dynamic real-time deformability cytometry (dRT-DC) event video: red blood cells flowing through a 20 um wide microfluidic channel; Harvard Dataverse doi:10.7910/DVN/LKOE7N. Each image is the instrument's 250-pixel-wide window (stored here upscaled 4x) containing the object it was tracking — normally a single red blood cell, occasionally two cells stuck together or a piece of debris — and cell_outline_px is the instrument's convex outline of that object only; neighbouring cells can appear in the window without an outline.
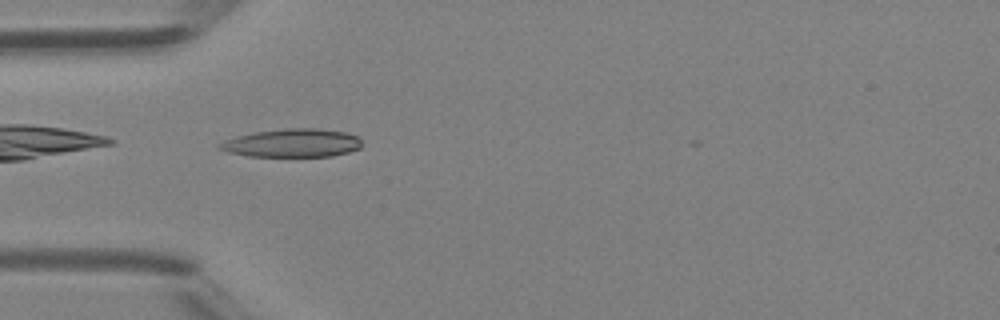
{"species": "Egyptian fruit bat (a non-hibernating species)", "species_latin": "Rousettus aegyptiacus", "temperature_condition": "room temperature", "stored_images_in_passage": 31, "camera_frame_rate_fps": 3000, "um_per_image_px": 0.085, "animal": {"sex": "female"}, "frame": {"image": 1, "passage_image": 1, "time_ms": 0.0, "image_size_px": [1000, 320], "cell_outline_px": [[360, 148], [348, 152], [332, 156], [248, 156], [228, 152], [216, 148], [216, 144], [224, 140], [236, 136], [256, 132], [284, 128], [316, 128], [344, 132], [360, 136]], "centroid_in_image_um": [24.81, 12.15], "position_along_channel_um": 60.2, "area_um2": 23.52}}
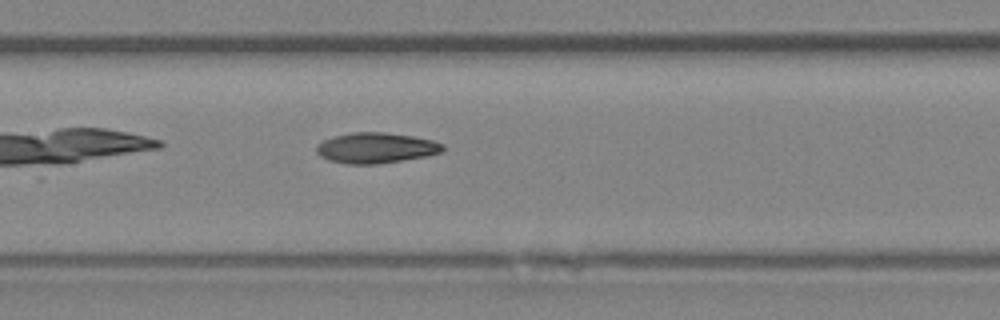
{"frame": {"image": 2, "passage_image": 9, "time_ms": 2.667, "image_size_px": [1000, 320], "cell_outline_px": [[444, 148], [440, 152], [428, 156], [376, 164], [348, 164], [328, 160], [320, 156], [316, 152], [316, 144], [332, 136], [352, 132], [384, 132], [412, 136], [432, 140], [444, 144]], "centroid_in_image_um": [31.92, 12.57], "position_along_channel_um": 175.5, "area_um2": 22.54}}
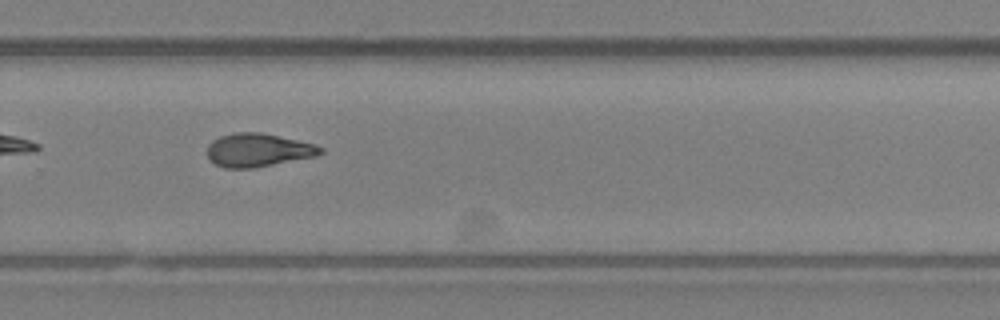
{"frame": {"image": 3, "passage_image": 18, "time_ms": 5.667, "image_size_px": [1000, 320], "cell_outline_px": [[324, 152], [316, 156], [252, 168], [224, 168], [216, 164], [208, 156], [208, 144], [212, 140], [220, 136], [236, 132], [260, 132], [316, 144], [324, 148]], "centroid_in_image_um": [21.95, 12.75], "position_along_channel_um": 307.8, "area_um2": 21.91}, "authors_computed_cell_mechanics": {"area_um2": 21.964, "velocity_mm_per_s": 4.4321, "shape_relaxation_time_tau1_ms": null, "shape_relaxation_time_tau2_ms": 6.2919, "deformation_change_tau1": null, "deformation_change_tau2": 0.17}}